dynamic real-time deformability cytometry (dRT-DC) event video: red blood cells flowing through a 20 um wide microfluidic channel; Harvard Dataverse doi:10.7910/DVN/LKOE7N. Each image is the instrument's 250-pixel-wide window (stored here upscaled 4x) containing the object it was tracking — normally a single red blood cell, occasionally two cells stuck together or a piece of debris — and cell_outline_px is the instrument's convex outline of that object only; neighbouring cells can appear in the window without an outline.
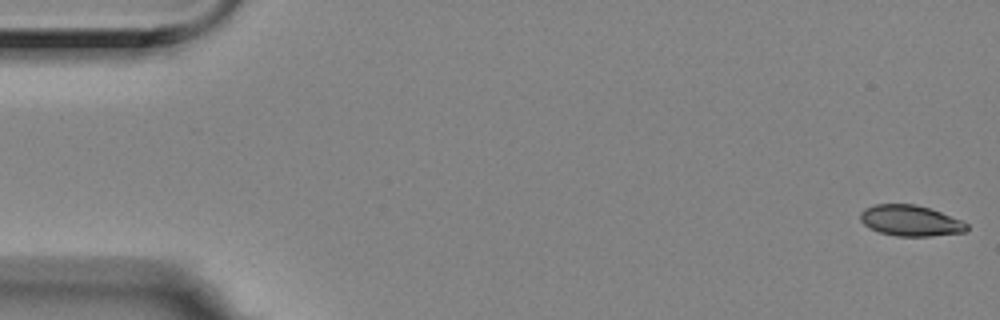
{"species": "Egyptian fruit bat (a non-hibernating species)", "species_latin": "Rousettus aegyptiacus", "temperature_condition": "room temperature", "stored_images_in_passage": 57, "camera_frame_rate_fps": 3000, "um_per_image_px": 0.085, "animal": {"sex": "female"}, "frame": {"image": 1, "passage_image": 1, "time_ms": 0.0, "image_size_px": [1000, 320], "cell_outline_px": [[968, 228], [964, 232], [932, 236], [896, 236], [880, 232], [864, 224], [860, 220], [860, 212], [864, 208], [876, 204], [916, 204], [940, 212], [960, 220], [968, 224]], "centroid_in_image_um": [77.37, 18.75], "position_along_channel_um": 7.6, "area_um2": 18.96}}
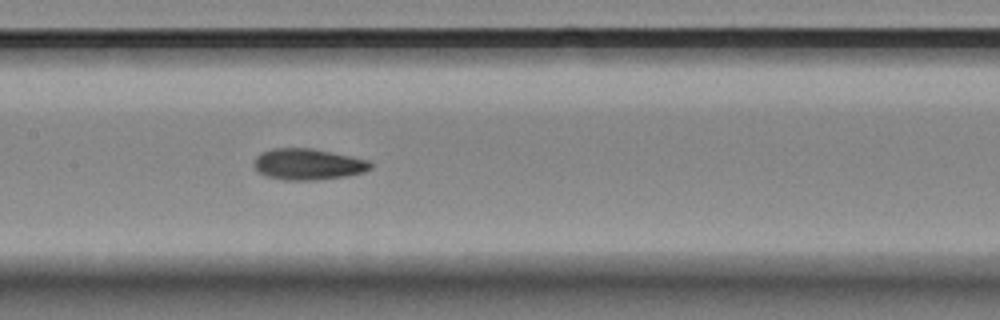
{"frame": {"image": 2, "passage_image": 27, "time_ms": 8.667, "image_size_px": [1000, 320], "cell_outline_px": [[372, 168], [360, 172], [344, 176], [312, 180], [284, 180], [268, 176], [260, 172], [252, 164], [256, 156], [260, 152], [272, 148], [312, 148], [368, 160], [372, 164]], "centroid_in_image_um": [26.13, 13.94], "position_along_channel_um": 181.3, "area_um2": 20.92}}
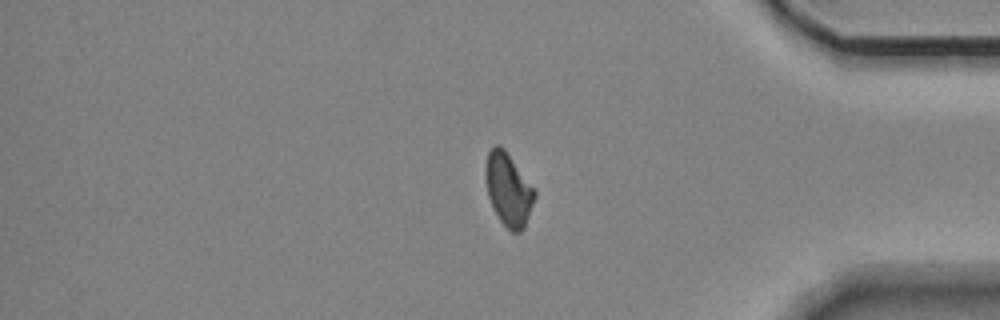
{"frame": {"image": 3, "passage_image": 47, "time_ms": 15.333, "image_size_px": [1000, 320], "cell_outline_px": [[536, 196], [524, 228], [520, 232], [512, 232], [500, 220], [488, 196], [484, 176], [484, 168], [488, 152], [496, 144], [500, 144], [504, 148], [536, 192]], "centroid_in_image_um": [43.19, 16.09], "position_along_channel_um": 392.0, "area_um2": 20.58}, "authors_computed_cell_mechanics": {"area_um2": 20.5768, "velocity_mm_per_s": 3.5297, "shape_relaxation_time_tau1_ms": 5.228, "shape_relaxation_time_tau2_ms": 2.3878, "deformation_change_tau1": 0.1285, "deformation_change_tau2": 0.0679}}